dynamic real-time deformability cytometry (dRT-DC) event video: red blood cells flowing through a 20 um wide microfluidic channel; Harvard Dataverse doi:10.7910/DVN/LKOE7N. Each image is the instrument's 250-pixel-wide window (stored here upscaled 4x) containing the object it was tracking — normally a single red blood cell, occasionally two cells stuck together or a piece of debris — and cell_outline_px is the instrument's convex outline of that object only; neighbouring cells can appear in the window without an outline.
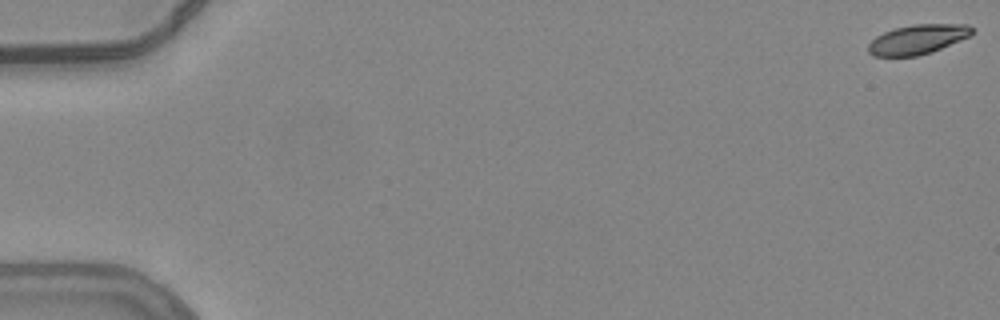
{"species": "common noctule bat (a hibernating species)", "species_latin": "Nyctalus noctula", "temperature_condition": "warm", "stored_images_in_passage": 23, "camera_frame_rate_fps": 3000, "um_per_image_px": 0.085, "animal": {"sex": "female", "body_mass_g": 24.6, "forearm_length_mm": 56.2}, "frame": {"image": 1, "passage_image": 1, "time_ms": 0.0, "image_size_px": [1000, 320], "cell_outline_px": [[972, 32], [968, 36], [932, 52], [916, 56], [872, 56], [868, 52], [868, 44], [876, 36], [884, 32], [896, 28], [912, 24], [968, 24], [972, 28]], "centroid_in_image_um": [77.95, 3.35], "position_along_channel_um": 7.0, "area_um2": 17.69}}
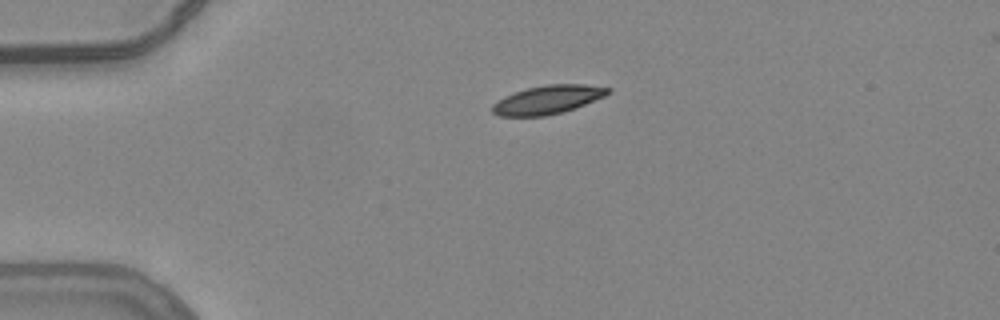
{"frame": {"image": 2, "passage_image": 14, "time_ms": 4.333, "image_size_px": [1000, 320], "cell_outline_px": [[612, 92], [604, 96], [576, 108], [564, 112], [544, 116], [500, 116], [492, 112], [492, 104], [496, 100], [504, 96], [528, 88], [544, 84], [584, 84], [612, 88]], "centroid_in_image_um": [46.57, 8.47], "position_along_channel_um": 38.4, "area_um2": 19.36}}
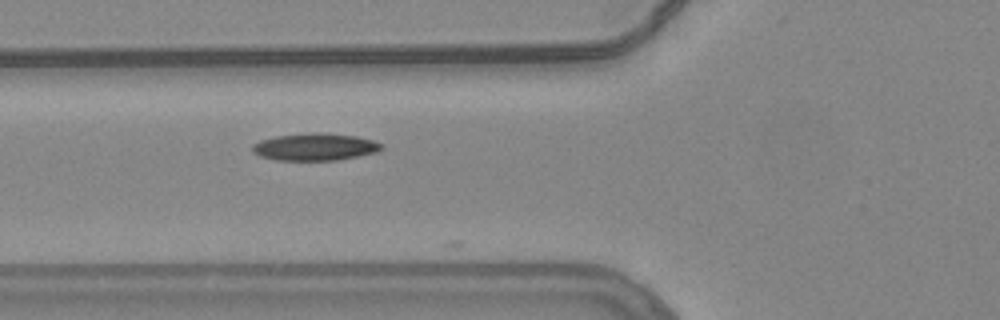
{"frame": {"image": 3, "passage_image": 22, "time_ms": 7.0, "image_size_px": [1000, 320], "cell_outline_px": [[384, 148], [376, 152], [336, 160], [276, 160], [260, 156], [252, 152], [252, 144], [260, 140], [276, 136], [312, 132], [320, 132], [356, 136], [372, 140], [384, 144]], "centroid_in_image_um": [26.76, 12.48], "position_along_channel_um": 99.0, "area_um2": 20.52}}